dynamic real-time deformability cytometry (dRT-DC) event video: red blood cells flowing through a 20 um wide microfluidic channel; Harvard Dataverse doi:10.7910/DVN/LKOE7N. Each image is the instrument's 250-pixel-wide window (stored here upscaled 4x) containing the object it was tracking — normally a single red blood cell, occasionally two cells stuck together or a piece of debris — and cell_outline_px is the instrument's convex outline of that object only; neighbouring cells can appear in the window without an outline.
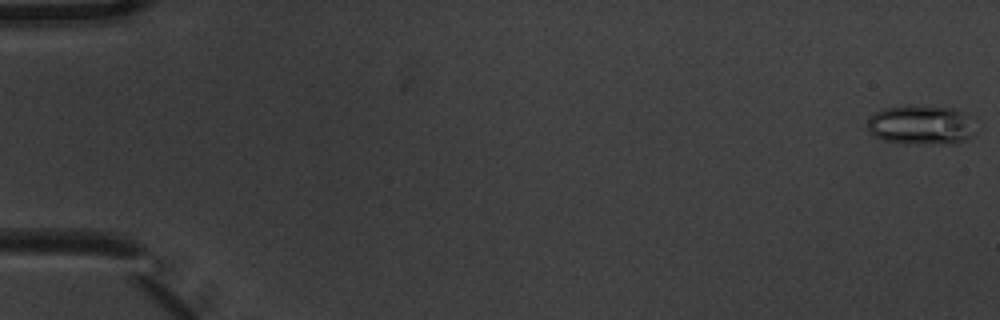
{"species": "common noctule bat (a hibernating species)", "species_latin": "Nyctalus noctula", "temperature_condition": "warm", "stored_images_in_passage": 3, "camera_frame_rate_fps": 3000, "um_per_image_px": 0.085, "animal": {"sex": "male", "body_mass_g": 20.1, "forearm_length_mm": 53.5}, "frame": {"image": 1, "passage_image": 1, "time_ms": 0.0, "image_size_px": [1000, 320], "cell_outline_px": [[976, 132], [972, 136], [956, 144], [904, 144], [884, 140], [868, 132], [868, 120], [876, 112], [884, 108], [952, 108], [960, 112]], "centroid_in_image_um": [78.24, 10.7], "position_along_channel_um": 6.8, "area_um2": 23.81}}